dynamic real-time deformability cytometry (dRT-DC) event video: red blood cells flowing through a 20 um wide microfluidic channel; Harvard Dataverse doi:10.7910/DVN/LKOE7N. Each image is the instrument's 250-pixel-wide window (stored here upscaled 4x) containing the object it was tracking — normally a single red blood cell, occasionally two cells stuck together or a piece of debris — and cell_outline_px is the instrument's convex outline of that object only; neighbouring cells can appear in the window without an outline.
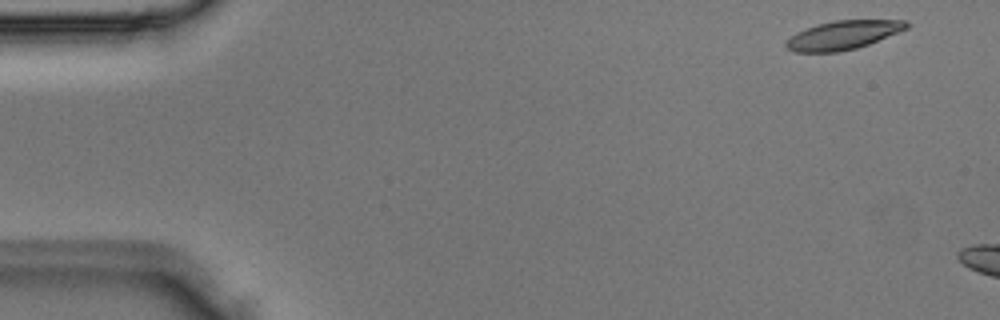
{"species": "Egyptian fruit bat (a non-hibernating species)", "species_latin": "Rousettus aegyptiacus", "temperature_condition": "room temperature", "stored_images_in_passage": 2, "camera_frame_rate_fps": 3000, "um_per_image_px": 0.085, "animal": {"sex": "male"}, "frame": {"image": 1, "passage_image": 1, "time_ms": 0.0, "image_size_px": [1000, 320], "cell_outline_px": [[912, 24], [908, 28], [868, 44], [856, 48], [836, 52], [792, 52], [784, 44], [796, 32], [820, 24], [836, 20], [908, 20]], "centroid_in_image_um": [71.7, 2.98], "position_along_channel_um": 13.3, "area_um2": 19.94}}